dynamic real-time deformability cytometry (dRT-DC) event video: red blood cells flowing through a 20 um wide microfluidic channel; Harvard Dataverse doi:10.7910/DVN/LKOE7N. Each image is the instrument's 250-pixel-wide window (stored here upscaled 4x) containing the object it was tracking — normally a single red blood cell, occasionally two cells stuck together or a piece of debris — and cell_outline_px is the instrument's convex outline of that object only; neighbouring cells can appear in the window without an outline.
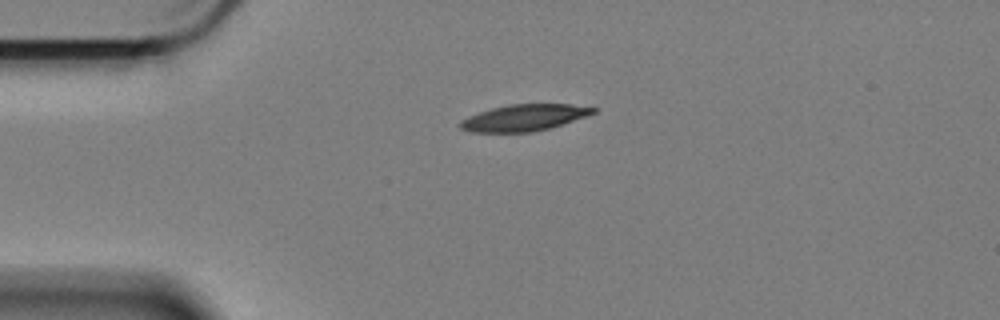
{"species": "Egyptian fruit bat (a non-hibernating species)", "species_latin": "Rousettus aegyptiacus", "temperature_condition": "cold", "stored_images_in_passage": 46, "camera_frame_rate_fps": 3000, "um_per_image_px": 0.085, "animal": {"sex": "female"}, "frame": {"image": 1, "passage_image": 1, "time_ms": 0.0, "image_size_px": [1000, 320], "cell_outline_px": [[596, 112], [588, 116], [548, 128], [532, 132], [472, 132], [460, 128], [460, 120], [468, 116], [492, 108], [508, 104], [572, 104], [596, 108]], "centroid_in_image_um": [44.55, 10.0], "position_along_channel_um": 40.4, "area_um2": 20.4}}
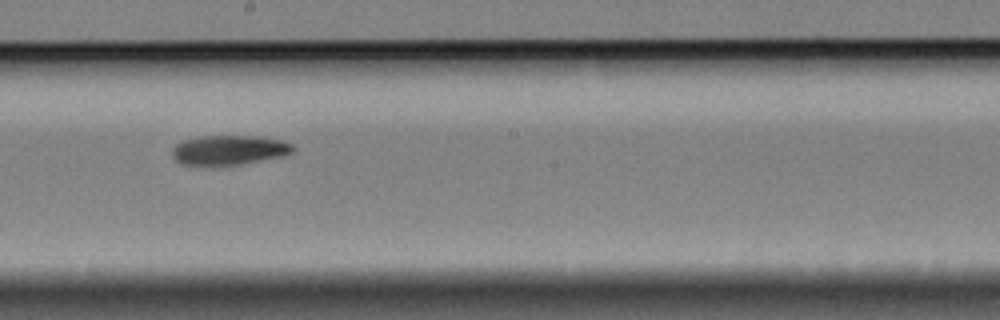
{"frame": {"image": 2, "passage_image": 20, "time_ms": 6.333, "image_size_px": [1000, 320], "cell_outline_px": [[296, 148], [292, 152], [284, 156], [240, 164], [184, 164], [176, 160], [172, 156], [172, 148], [176, 144], [184, 140], [200, 136], [260, 136], [280, 140], [292, 144]], "centroid_in_image_um": [19.5, 12.73], "position_along_channel_um": 228.7, "area_um2": 20.58}}
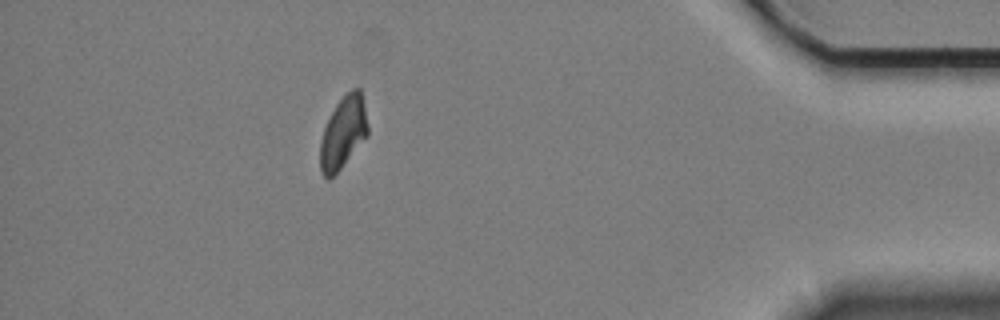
{"frame": {"image": 3, "passage_image": 40, "time_ms": 13.0, "image_size_px": [1000, 320], "cell_outline_px": [[368, 136], [340, 168], [328, 180], [320, 172], [320, 144], [324, 128], [336, 104], [352, 88], [360, 88], [364, 104], [368, 124]], "centroid_in_image_um": [29.18, 11.27], "position_along_channel_um": 406.0, "area_um2": 19.77}, "authors_computed_cell_mechanics": {"area_um2": 20.8947, "velocity_mm_per_s": 3.3683, "shape_relaxation_time_tau1_ms": 5.965, "shape_relaxation_time_tau2_ms": null, "deformation_change_tau1": 0.1635, "deformation_change_tau2": null}}